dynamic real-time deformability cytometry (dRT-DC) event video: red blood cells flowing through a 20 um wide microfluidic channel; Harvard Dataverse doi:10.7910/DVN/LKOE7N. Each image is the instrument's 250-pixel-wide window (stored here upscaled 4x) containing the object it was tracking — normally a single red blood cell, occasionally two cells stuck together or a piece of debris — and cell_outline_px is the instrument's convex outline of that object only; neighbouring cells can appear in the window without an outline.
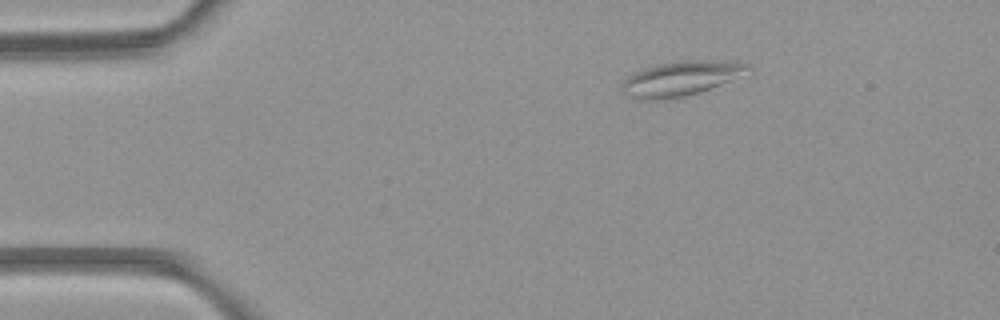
{"species": "common noctule bat (a hibernating species)", "species_latin": "Nyctalus noctula", "temperature_condition": "room temperature", "stored_images_in_passage": 4, "camera_frame_rate_fps": 3000, "um_per_image_px": 0.085, "animal": {"sex": "female", "body_mass_g": 21.9}, "frame": {"image": 1, "passage_image": 4, "time_ms": 3.333, "image_size_px": [1000, 320], "cell_outline_px": [[752, 72], [700, 92], [684, 96], [652, 100], [640, 100], [628, 96], [620, 92], [620, 84], [628, 76], [644, 68], [660, 64], [684, 60], [700, 60], [748, 64], [752, 68]], "centroid_in_image_um": [57.84, 6.69], "position_along_channel_um": 27.2, "area_um2": 25.26}}